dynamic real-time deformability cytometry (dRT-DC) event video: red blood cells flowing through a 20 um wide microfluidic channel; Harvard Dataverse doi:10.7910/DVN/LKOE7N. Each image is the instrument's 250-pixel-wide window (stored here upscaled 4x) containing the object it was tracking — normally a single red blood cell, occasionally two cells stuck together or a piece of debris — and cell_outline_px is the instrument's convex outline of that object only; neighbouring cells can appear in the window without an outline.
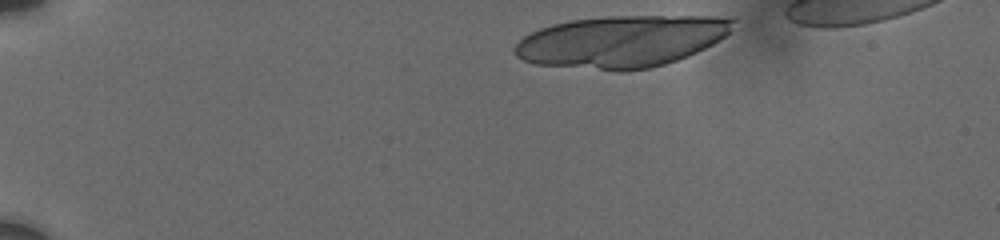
{"species": "human", "species_latin": "Homo sapiens", "temperature_condition": "cold", "stored_images_in_passage": 12, "camera_frame_rate_fps": 3000, "um_per_image_px": 0.085, "donor": {"sex": "male"}, "frame": {"image": 1, "passage_image": 1, "time_ms": 0.0, "image_size_px": [1000, 240], "cell_outline_px": [[732, 20], [728, 32], [720, 40], [688, 56], [664, 64], [648, 68], [624, 72], [616, 72], [536, 64], [524, 60], [516, 56], [516, 44], [524, 36], [540, 28], [552, 24], [568, 20], [604, 16], [716, 16]], "centroid_in_image_um": [52.77, 3.53], "position_along_channel_um": 32.2, "area_um2": 65.78}}
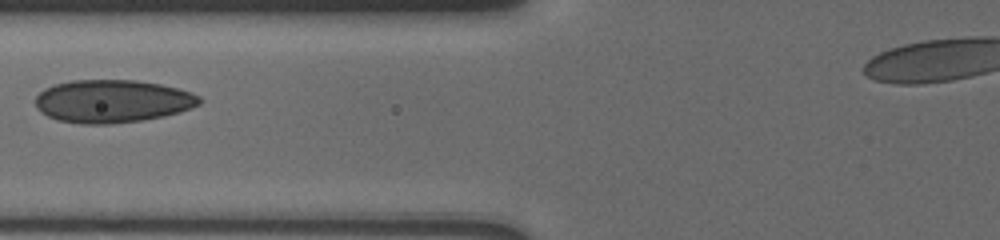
{"frame": {"image": 2, "passage_image": 9, "time_ms": 5.0, "image_size_px": [1000, 240], "cell_outline_px": [[200, 104], [180, 112], [164, 116], [140, 120], [108, 124], [84, 124], [56, 120], [40, 112], [36, 108], [36, 96], [44, 88], [56, 84], [72, 80], [136, 80], [160, 84], [192, 92], [200, 96]], "centroid_in_image_um": [9.54, 8.6], "position_along_channel_um": 116.3, "area_um2": 40.98}}